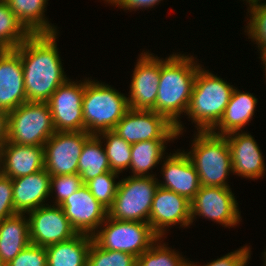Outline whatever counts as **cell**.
Instances as JSON below:
<instances>
[{
	"label": "cell",
	"mask_w": 266,
	"mask_h": 266,
	"mask_svg": "<svg viewBox=\"0 0 266 266\" xmlns=\"http://www.w3.org/2000/svg\"><path fill=\"white\" fill-rule=\"evenodd\" d=\"M58 34H31L15 48L23 65L29 102L47 103L56 89L69 79L57 47Z\"/></svg>",
	"instance_id": "obj_1"
},
{
	"label": "cell",
	"mask_w": 266,
	"mask_h": 266,
	"mask_svg": "<svg viewBox=\"0 0 266 266\" xmlns=\"http://www.w3.org/2000/svg\"><path fill=\"white\" fill-rule=\"evenodd\" d=\"M201 66L203 65L198 62L197 57L180 52H173L165 59L161 58V74L154 111L176 126L177 137L183 135L185 127L180 117L187 113L194 81Z\"/></svg>",
	"instance_id": "obj_2"
},
{
	"label": "cell",
	"mask_w": 266,
	"mask_h": 266,
	"mask_svg": "<svg viewBox=\"0 0 266 266\" xmlns=\"http://www.w3.org/2000/svg\"><path fill=\"white\" fill-rule=\"evenodd\" d=\"M230 84L204 66L198 69L185 115L197 131H211L218 124L235 88Z\"/></svg>",
	"instance_id": "obj_3"
},
{
	"label": "cell",
	"mask_w": 266,
	"mask_h": 266,
	"mask_svg": "<svg viewBox=\"0 0 266 266\" xmlns=\"http://www.w3.org/2000/svg\"><path fill=\"white\" fill-rule=\"evenodd\" d=\"M191 149L184 152L198 173L201 186L230 188L227 178L233 173L226 136L211 131H195Z\"/></svg>",
	"instance_id": "obj_4"
},
{
	"label": "cell",
	"mask_w": 266,
	"mask_h": 266,
	"mask_svg": "<svg viewBox=\"0 0 266 266\" xmlns=\"http://www.w3.org/2000/svg\"><path fill=\"white\" fill-rule=\"evenodd\" d=\"M104 83L85 78L82 100L84 131L91 135L113 130L129 110L127 96Z\"/></svg>",
	"instance_id": "obj_5"
},
{
	"label": "cell",
	"mask_w": 266,
	"mask_h": 266,
	"mask_svg": "<svg viewBox=\"0 0 266 266\" xmlns=\"http://www.w3.org/2000/svg\"><path fill=\"white\" fill-rule=\"evenodd\" d=\"M56 132L46 102L21 104L8 113L7 141L27 146H44Z\"/></svg>",
	"instance_id": "obj_6"
},
{
	"label": "cell",
	"mask_w": 266,
	"mask_h": 266,
	"mask_svg": "<svg viewBox=\"0 0 266 266\" xmlns=\"http://www.w3.org/2000/svg\"><path fill=\"white\" fill-rule=\"evenodd\" d=\"M159 187L155 177L121 178L112 206L108 209V217L121 221H149L152 201Z\"/></svg>",
	"instance_id": "obj_7"
},
{
	"label": "cell",
	"mask_w": 266,
	"mask_h": 266,
	"mask_svg": "<svg viewBox=\"0 0 266 266\" xmlns=\"http://www.w3.org/2000/svg\"><path fill=\"white\" fill-rule=\"evenodd\" d=\"M92 237L102 249L127 252L136 257L148 250L159 238L149 223L121 221L108 216Z\"/></svg>",
	"instance_id": "obj_8"
},
{
	"label": "cell",
	"mask_w": 266,
	"mask_h": 266,
	"mask_svg": "<svg viewBox=\"0 0 266 266\" xmlns=\"http://www.w3.org/2000/svg\"><path fill=\"white\" fill-rule=\"evenodd\" d=\"M231 189L200 186L198 193L190 201L191 225L196 216L221 224L225 228H233L242 222L240 208Z\"/></svg>",
	"instance_id": "obj_9"
},
{
	"label": "cell",
	"mask_w": 266,
	"mask_h": 266,
	"mask_svg": "<svg viewBox=\"0 0 266 266\" xmlns=\"http://www.w3.org/2000/svg\"><path fill=\"white\" fill-rule=\"evenodd\" d=\"M113 131L130 144L149 140L178 139L176 126L152 110L129 108Z\"/></svg>",
	"instance_id": "obj_10"
},
{
	"label": "cell",
	"mask_w": 266,
	"mask_h": 266,
	"mask_svg": "<svg viewBox=\"0 0 266 266\" xmlns=\"http://www.w3.org/2000/svg\"><path fill=\"white\" fill-rule=\"evenodd\" d=\"M86 131H56L44 144L45 170L51 175L78 174V162Z\"/></svg>",
	"instance_id": "obj_11"
},
{
	"label": "cell",
	"mask_w": 266,
	"mask_h": 266,
	"mask_svg": "<svg viewBox=\"0 0 266 266\" xmlns=\"http://www.w3.org/2000/svg\"><path fill=\"white\" fill-rule=\"evenodd\" d=\"M85 92V79H68L60 85L47 102L56 131H84L82 100Z\"/></svg>",
	"instance_id": "obj_12"
},
{
	"label": "cell",
	"mask_w": 266,
	"mask_h": 266,
	"mask_svg": "<svg viewBox=\"0 0 266 266\" xmlns=\"http://www.w3.org/2000/svg\"><path fill=\"white\" fill-rule=\"evenodd\" d=\"M26 214L29 216L30 242L34 245L47 247L78 234L58 205L46 204Z\"/></svg>",
	"instance_id": "obj_13"
},
{
	"label": "cell",
	"mask_w": 266,
	"mask_h": 266,
	"mask_svg": "<svg viewBox=\"0 0 266 266\" xmlns=\"http://www.w3.org/2000/svg\"><path fill=\"white\" fill-rule=\"evenodd\" d=\"M150 51H142L137 58L128 97L131 109L154 111L161 74V58Z\"/></svg>",
	"instance_id": "obj_14"
},
{
	"label": "cell",
	"mask_w": 266,
	"mask_h": 266,
	"mask_svg": "<svg viewBox=\"0 0 266 266\" xmlns=\"http://www.w3.org/2000/svg\"><path fill=\"white\" fill-rule=\"evenodd\" d=\"M148 223L158 237L166 239L169 228L191 226V203L186 197L159 186L152 201Z\"/></svg>",
	"instance_id": "obj_15"
},
{
	"label": "cell",
	"mask_w": 266,
	"mask_h": 266,
	"mask_svg": "<svg viewBox=\"0 0 266 266\" xmlns=\"http://www.w3.org/2000/svg\"><path fill=\"white\" fill-rule=\"evenodd\" d=\"M59 206L80 234L92 236L108 216V210L96 200L85 184Z\"/></svg>",
	"instance_id": "obj_16"
},
{
	"label": "cell",
	"mask_w": 266,
	"mask_h": 266,
	"mask_svg": "<svg viewBox=\"0 0 266 266\" xmlns=\"http://www.w3.org/2000/svg\"><path fill=\"white\" fill-rule=\"evenodd\" d=\"M174 152L163 158L160 171L163 181L158 179V184L191 201L201 186L198 173L184 150L177 149Z\"/></svg>",
	"instance_id": "obj_17"
},
{
	"label": "cell",
	"mask_w": 266,
	"mask_h": 266,
	"mask_svg": "<svg viewBox=\"0 0 266 266\" xmlns=\"http://www.w3.org/2000/svg\"><path fill=\"white\" fill-rule=\"evenodd\" d=\"M27 102L23 65L15 49L0 50V110L11 112Z\"/></svg>",
	"instance_id": "obj_18"
},
{
	"label": "cell",
	"mask_w": 266,
	"mask_h": 266,
	"mask_svg": "<svg viewBox=\"0 0 266 266\" xmlns=\"http://www.w3.org/2000/svg\"><path fill=\"white\" fill-rule=\"evenodd\" d=\"M226 136L231 152L233 174L257 180L265 176V161L259 144L248 132H232Z\"/></svg>",
	"instance_id": "obj_19"
},
{
	"label": "cell",
	"mask_w": 266,
	"mask_h": 266,
	"mask_svg": "<svg viewBox=\"0 0 266 266\" xmlns=\"http://www.w3.org/2000/svg\"><path fill=\"white\" fill-rule=\"evenodd\" d=\"M45 168L44 147L6 141L0 147V173L12 179L36 173Z\"/></svg>",
	"instance_id": "obj_20"
},
{
	"label": "cell",
	"mask_w": 266,
	"mask_h": 266,
	"mask_svg": "<svg viewBox=\"0 0 266 266\" xmlns=\"http://www.w3.org/2000/svg\"><path fill=\"white\" fill-rule=\"evenodd\" d=\"M51 175L44 169L12 179L13 205L17 213H28L49 204ZM47 202V203H46Z\"/></svg>",
	"instance_id": "obj_21"
},
{
	"label": "cell",
	"mask_w": 266,
	"mask_h": 266,
	"mask_svg": "<svg viewBox=\"0 0 266 266\" xmlns=\"http://www.w3.org/2000/svg\"><path fill=\"white\" fill-rule=\"evenodd\" d=\"M258 103L253 93L234 88L230 101L218 124L211 130L217 135H227L232 132H241L253 119Z\"/></svg>",
	"instance_id": "obj_22"
},
{
	"label": "cell",
	"mask_w": 266,
	"mask_h": 266,
	"mask_svg": "<svg viewBox=\"0 0 266 266\" xmlns=\"http://www.w3.org/2000/svg\"><path fill=\"white\" fill-rule=\"evenodd\" d=\"M30 243L26 213H17L0 222V257L6 264Z\"/></svg>",
	"instance_id": "obj_23"
},
{
	"label": "cell",
	"mask_w": 266,
	"mask_h": 266,
	"mask_svg": "<svg viewBox=\"0 0 266 266\" xmlns=\"http://www.w3.org/2000/svg\"><path fill=\"white\" fill-rule=\"evenodd\" d=\"M92 241L91 235L78 233L69 240L45 247L47 266H87Z\"/></svg>",
	"instance_id": "obj_24"
},
{
	"label": "cell",
	"mask_w": 266,
	"mask_h": 266,
	"mask_svg": "<svg viewBox=\"0 0 266 266\" xmlns=\"http://www.w3.org/2000/svg\"><path fill=\"white\" fill-rule=\"evenodd\" d=\"M9 9L30 34H54L57 26L45 17L49 0H5ZM47 4V5H46ZM46 8V9H45Z\"/></svg>",
	"instance_id": "obj_25"
},
{
	"label": "cell",
	"mask_w": 266,
	"mask_h": 266,
	"mask_svg": "<svg viewBox=\"0 0 266 266\" xmlns=\"http://www.w3.org/2000/svg\"><path fill=\"white\" fill-rule=\"evenodd\" d=\"M174 140H149L133 143L131 145V175L134 177H155L151 170L162 163L166 156L168 142ZM151 171V172H149ZM152 173V174H151Z\"/></svg>",
	"instance_id": "obj_26"
},
{
	"label": "cell",
	"mask_w": 266,
	"mask_h": 266,
	"mask_svg": "<svg viewBox=\"0 0 266 266\" xmlns=\"http://www.w3.org/2000/svg\"><path fill=\"white\" fill-rule=\"evenodd\" d=\"M111 171L105 148L97 135H91L84 143L78 162V174L83 184Z\"/></svg>",
	"instance_id": "obj_27"
},
{
	"label": "cell",
	"mask_w": 266,
	"mask_h": 266,
	"mask_svg": "<svg viewBox=\"0 0 266 266\" xmlns=\"http://www.w3.org/2000/svg\"><path fill=\"white\" fill-rule=\"evenodd\" d=\"M97 136L104 144L111 171L120 174L128 170L131 162L132 144L126 142L113 130L101 132Z\"/></svg>",
	"instance_id": "obj_28"
},
{
	"label": "cell",
	"mask_w": 266,
	"mask_h": 266,
	"mask_svg": "<svg viewBox=\"0 0 266 266\" xmlns=\"http://www.w3.org/2000/svg\"><path fill=\"white\" fill-rule=\"evenodd\" d=\"M31 34L18 21L5 0H0V50L15 49Z\"/></svg>",
	"instance_id": "obj_29"
},
{
	"label": "cell",
	"mask_w": 266,
	"mask_h": 266,
	"mask_svg": "<svg viewBox=\"0 0 266 266\" xmlns=\"http://www.w3.org/2000/svg\"><path fill=\"white\" fill-rule=\"evenodd\" d=\"M163 239L159 237L148 250L137 257V266H188L189 259L183 257L182 252L168 247Z\"/></svg>",
	"instance_id": "obj_30"
},
{
	"label": "cell",
	"mask_w": 266,
	"mask_h": 266,
	"mask_svg": "<svg viewBox=\"0 0 266 266\" xmlns=\"http://www.w3.org/2000/svg\"><path fill=\"white\" fill-rule=\"evenodd\" d=\"M119 173L114 171L105 172L95 178L87 181L85 185L90 190L91 194L99 201L107 210L112 206L116 196L119 181Z\"/></svg>",
	"instance_id": "obj_31"
},
{
	"label": "cell",
	"mask_w": 266,
	"mask_h": 266,
	"mask_svg": "<svg viewBox=\"0 0 266 266\" xmlns=\"http://www.w3.org/2000/svg\"><path fill=\"white\" fill-rule=\"evenodd\" d=\"M87 266H137V257L127 252L102 249L92 241Z\"/></svg>",
	"instance_id": "obj_32"
},
{
	"label": "cell",
	"mask_w": 266,
	"mask_h": 266,
	"mask_svg": "<svg viewBox=\"0 0 266 266\" xmlns=\"http://www.w3.org/2000/svg\"><path fill=\"white\" fill-rule=\"evenodd\" d=\"M247 25L244 32L255 43L259 52L266 50V5L249 6L247 9Z\"/></svg>",
	"instance_id": "obj_33"
},
{
	"label": "cell",
	"mask_w": 266,
	"mask_h": 266,
	"mask_svg": "<svg viewBox=\"0 0 266 266\" xmlns=\"http://www.w3.org/2000/svg\"><path fill=\"white\" fill-rule=\"evenodd\" d=\"M83 185L79 174L56 175L50 178V196L54 205H60ZM54 197H53V195ZM55 199V200H54Z\"/></svg>",
	"instance_id": "obj_34"
},
{
	"label": "cell",
	"mask_w": 266,
	"mask_h": 266,
	"mask_svg": "<svg viewBox=\"0 0 266 266\" xmlns=\"http://www.w3.org/2000/svg\"><path fill=\"white\" fill-rule=\"evenodd\" d=\"M7 266H47L46 248L30 243Z\"/></svg>",
	"instance_id": "obj_35"
},
{
	"label": "cell",
	"mask_w": 266,
	"mask_h": 266,
	"mask_svg": "<svg viewBox=\"0 0 266 266\" xmlns=\"http://www.w3.org/2000/svg\"><path fill=\"white\" fill-rule=\"evenodd\" d=\"M250 258L251 248L248 245H244L220 258L207 262V264L198 265V262L194 263L189 260L188 266H248Z\"/></svg>",
	"instance_id": "obj_36"
},
{
	"label": "cell",
	"mask_w": 266,
	"mask_h": 266,
	"mask_svg": "<svg viewBox=\"0 0 266 266\" xmlns=\"http://www.w3.org/2000/svg\"><path fill=\"white\" fill-rule=\"evenodd\" d=\"M15 214L12 178L0 173V222Z\"/></svg>",
	"instance_id": "obj_37"
},
{
	"label": "cell",
	"mask_w": 266,
	"mask_h": 266,
	"mask_svg": "<svg viewBox=\"0 0 266 266\" xmlns=\"http://www.w3.org/2000/svg\"><path fill=\"white\" fill-rule=\"evenodd\" d=\"M163 0H114L111 6L120 7L122 10L136 11V10H146L159 5Z\"/></svg>",
	"instance_id": "obj_38"
},
{
	"label": "cell",
	"mask_w": 266,
	"mask_h": 266,
	"mask_svg": "<svg viewBox=\"0 0 266 266\" xmlns=\"http://www.w3.org/2000/svg\"><path fill=\"white\" fill-rule=\"evenodd\" d=\"M8 112L0 110V147L7 141Z\"/></svg>",
	"instance_id": "obj_39"
},
{
	"label": "cell",
	"mask_w": 266,
	"mask_h": 266,
	"mask_svg": "<svg viewBox=\"0 0 266 266\" xmlns=\"http://www.w3.org/2000/svg\"><path fill=\"white\" fill-rule=\"evenodd\" d=\"M258 53H260V57H258L262 62H261V64L264 66V67H262V68H264L265 70H263L264 71V76H265V79H266V50H263V51H261V52H258Z\"/></svg>",
	"instance_id": "obj_40"
},
{
	"label": "cell",
	"mask_w": 266,
	"mask_h": 266,
	"mask_svg": "<svg viewBox=\"0 0 266 266\" xmlns=\"http://www.w3.org/2000/svg\"><path fill=\"white\" fill-rule=\"evenodd\" d=\"M248 3L249 6H254V5H266L265 0H243ZM263 1V2H262Z\"/></svg>",
	"instance_id": "obj_41"
},
{
	"label": "cell",
	"mask_w": 266,
	"mask_h": 266,
	"mask_svg": "<svg viewBox=\"0 0 266 266\" xmlns=\"http://www.w3.org/2000/svg\"><path fill=\"white\" fill-rule=\"evenodd\" d=\"M0 266H7V264L3 261L1 257H0Z\"/></svg>",
	"instance_id": "obj_42"
},
{
	"label": "cell",
	"mask_w": 266,
	"mask_h": 266,
	"mask_svg": "<svg viewBox=\"0 0 266 266\" xmlns=\"http://www.w3.org/2000/svg\"><path fill=\"white\" fill-rule=\"evenodd\" d=\"M263 254V256L262 257H264L263 259H264V266H266V251L264 252V253H262Z\"/></svg>",
	"instance_id": "obj_43"
},
{
	"label": "cell",
	"mask_w": 266,
	"mask_h": 266,
	"mask_svg": "<svg viewBox=\"0 0 266 266\" xmlns=\"http://www.w3.org/2000/svg\"><path fill=\"white\" fill-rule=\"evenodd\" d=\"M105 3L107 2L108 4H111L114 0H104Z\"/></svg>",
	"instance_id": "obj_44"
}]
</instances>
